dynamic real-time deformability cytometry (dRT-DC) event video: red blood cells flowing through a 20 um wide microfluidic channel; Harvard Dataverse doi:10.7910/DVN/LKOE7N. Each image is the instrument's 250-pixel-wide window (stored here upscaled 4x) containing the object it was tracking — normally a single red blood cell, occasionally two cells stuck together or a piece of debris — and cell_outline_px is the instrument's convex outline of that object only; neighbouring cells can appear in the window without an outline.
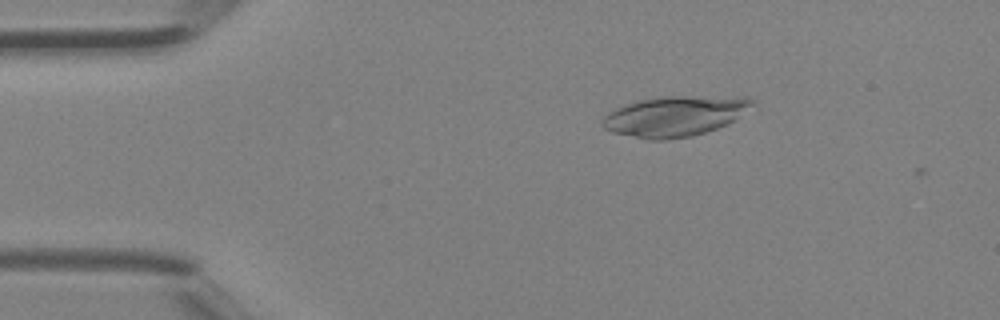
{"species": "Egyptian fruit bat (a non-hibernating species)", "species_latin": "Rousettus aegyptiacus", "temperature_condition": "room temperature", "stored_images_in_passage": 3, "camera_frame_rate_fps": 3000, "um_per_image_px": 0.085, "animal": {"sex": "female"}, "frame": {"image": 1, "passage_image": 2, "time_ms": 0.333, "image_size_px": [1000, 320], "cell_outline_px": [[756, 104], [732, 120], [716, 128], [692, 136], [664, 140], [648, 140], [612, 132], [604, 128], [604, 116], [608, 112], [624, 104], [640, 100], [668, 96], [748, 96], [756, 100]], "centroid_in_image_um": [57.39, 9.85], "position_along_channel_um": 27.6, "area_um2": 35.08}}